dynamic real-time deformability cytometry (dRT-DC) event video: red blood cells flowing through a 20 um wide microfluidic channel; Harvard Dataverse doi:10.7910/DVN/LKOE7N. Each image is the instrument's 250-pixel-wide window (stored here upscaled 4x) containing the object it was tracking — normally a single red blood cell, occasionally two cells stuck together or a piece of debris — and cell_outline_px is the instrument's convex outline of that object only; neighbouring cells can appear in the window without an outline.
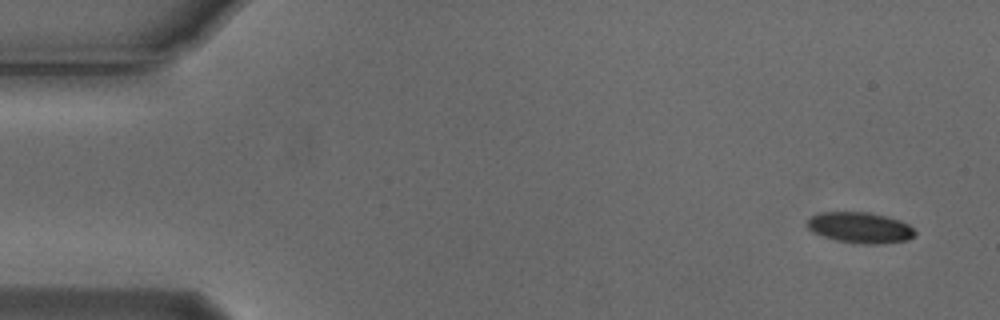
{"species": "Egyptian fruit bat (a non-hibernating species)", "species_latin": "Rousettus aegyptiacus", "temperature_condition": "cold", "stored_images_in_passage": 4, "camera_frame_rate_fps": 3000, "um_per_image_px": 0.085, "animal": {"sex": "male"}, "frame": {"image": 1, "passage_image": 1, "time_ms": 0.0, "image_size_px": [1000, 320], "cell_outline_px": [[916, 232], [908, 240], [876, 244], [864, 244], [836, 240], [812, 232], [808, 228], [808, 220], [812, 216], [820, 212], [868, 212], [888, 216], [900, 220], [908, 224]], "centroid_in_image_um": [73.11, 19.34], "position_along_channel_um": 11.9, "area_um2": 19.25}}
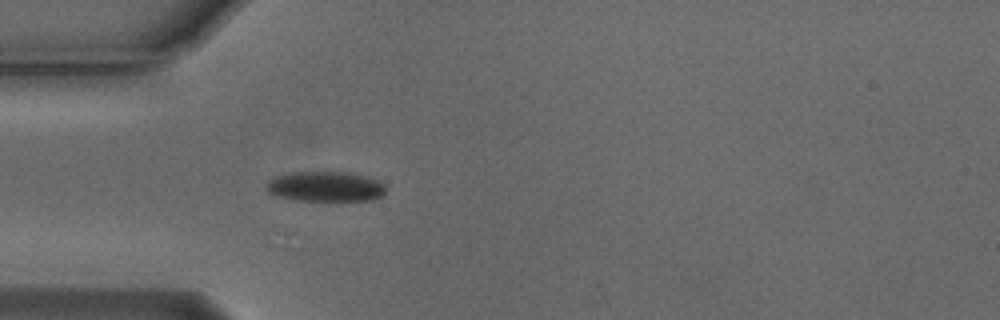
{"frame": {"image": 2, "passage_image": 4, "time_ms": 1.0, "image_size_px": [1000, 320], "cell_outline_px": [[384, 192], [380, 196], [372, 200], [292, 200], [276, 196], [268, 192], [264, 188], [264, 184], [272, 176], [292, 172], [348, 172], [364, 176], [376, 180], [384, 184]], "centroid_in_image_um": [27.55, 15.85], "position_along_channel_um": 57.4, "area_um2": 21.04}}